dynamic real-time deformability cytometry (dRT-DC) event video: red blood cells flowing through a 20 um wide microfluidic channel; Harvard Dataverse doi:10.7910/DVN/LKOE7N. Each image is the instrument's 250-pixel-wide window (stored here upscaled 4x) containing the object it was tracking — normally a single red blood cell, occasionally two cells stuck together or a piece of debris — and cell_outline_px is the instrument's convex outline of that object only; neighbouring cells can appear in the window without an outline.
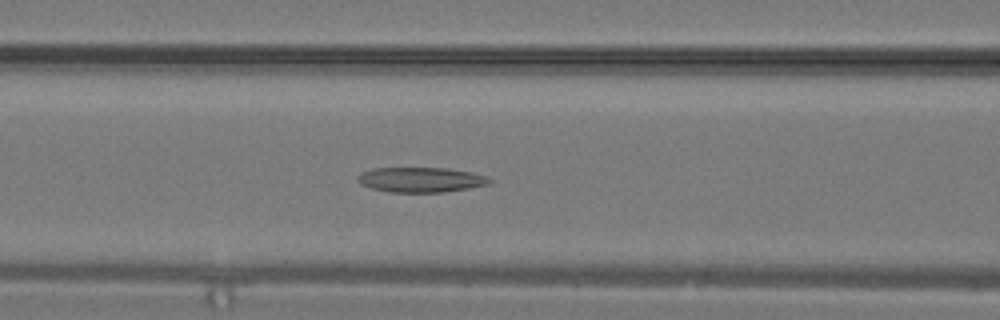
{"species": "common noctule bat (a hibernating species)", "species_latin": "Nyctalus noctula", "temperature_condition": "warm", "stored_images_in_passage": 22, "camera_frame_rate_fps": 3000, "um_per_image_px": 0.085, "animal": {"sex": "male", "body_mass_g": 19.2, "forearm_length_mm": 51.8}, "frame": {"image": 1, "passage_image": 4, "time_ms": 1.0, "image_size_px": [1000, 320], "cell_outline_px": [[492, 180], [488, 184], [468, 188], [444, 192], [388, 192], [372, 188], [360, 184], [356, 180], [356, 176], [360, 172], [372, 168], [448, 168], [472, 172], [484, 176]], "centroid_in_image_um": [35.7, 15.27], "position_along_channel_um": 130.9, "area_um2": 19.25}}
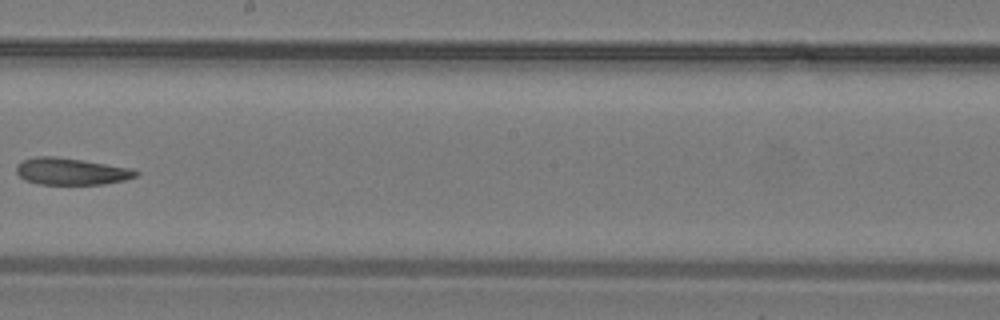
{"frame": {"image": 2, "passage_image": 9, "time_ms": 2.667, "image_size_px": [1000, 320], "cell_outline_px": [[140, 172], [136, 176], [124, 180], [104, 184], [40, 184], [24, 180], [16, 172], [16, 164], [24, 160], [36, 156], [56, 156], [132, 168]], "centroid_in_image_um": [6.04, 14.56], "position_along_channel_um": 242.2, "area_um2": 18.67}}
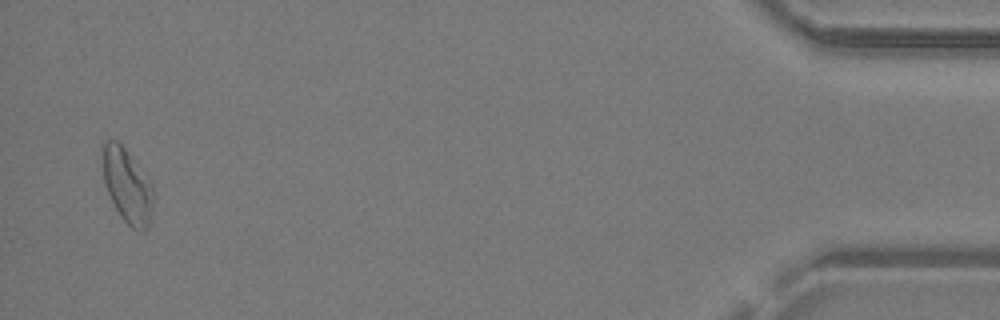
{"frame": {"image": 3, "passage_image": 21, "time_ms": 6.667, "image_size_px": [1000, 320], "cell_outline_px": [[152, 208], [148, 228], [140, 232], [132, 228], [120, 216], [108, 192], [104, 180], [100, 164], [100, 148], [104, 140], [116, 140], [124, 148], [148, 176], [152, 184]], "centroid_in_image_um": [10.77, 15.73], "position_along_channel_um": 424.4, "area_um2": 22.25}}